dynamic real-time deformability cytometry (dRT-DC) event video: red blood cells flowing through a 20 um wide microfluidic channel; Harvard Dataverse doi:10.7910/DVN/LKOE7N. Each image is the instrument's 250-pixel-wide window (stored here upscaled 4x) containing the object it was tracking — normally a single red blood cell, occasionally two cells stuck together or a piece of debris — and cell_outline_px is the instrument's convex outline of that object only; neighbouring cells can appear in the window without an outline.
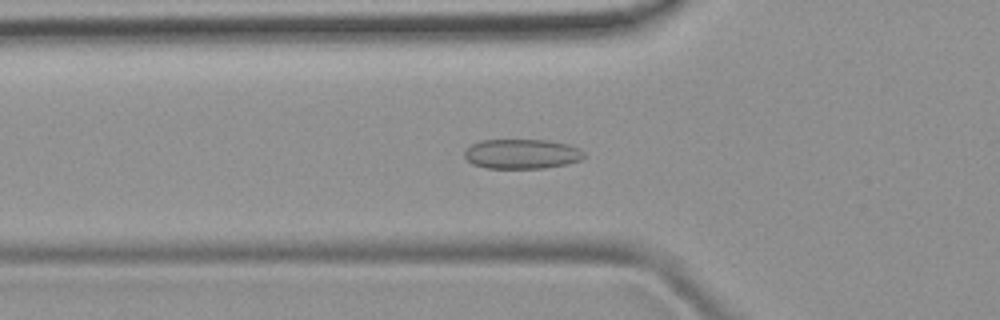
{"species": "common noctule bat (a hibernating species)", "species_latin": "Nyctalus noctula", "temperature_condition": "room temperature", "stored_images_in_passage": 50, "camera_frame_rate_fps": 3000, "um_per_image_px": 0.085, "animal": {"sex": "female", "body_mass_g": 19.9}, "frame": {"image": 1, "passage_image": 17, "time_ms": 5.333, "image_size_px": [1000, 320], "cell_outline_px": [[584, 156], [580, 160], [568, 164], [544, 168], [488, 168], [472, 164], [464, 156], [464, 152], [472, 144], [480, 140], [548, 140], [572, 144], [580, 148], [584, 152]], "centroid_in_image_um": [44.39, 13.08], "position_along_channel_um": 81.4, "area_um2": 20.87}}
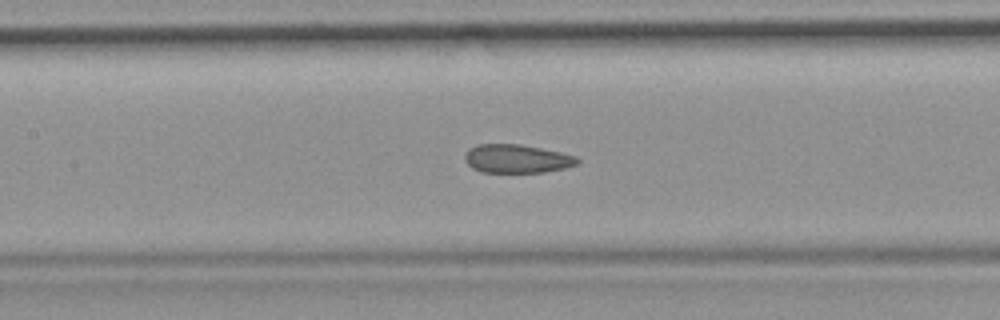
{"frame": {"image": 2, "passage_image": 23, "time_ms": 7.333, "image_size_px": [1000, 320], "cell_outline_px": [[580, 160], [576, 164], [564, 168], [544, 172], [480, 172], [472, 168], [464, 160], [464, 156], [468, 148], [476, 144], [520, 144], [560, 152], [576, 156]], "centroid_in_image_um": [43.88, 13.48], "position_along_channel_um": 163.5, "area_um2": 18.73}}
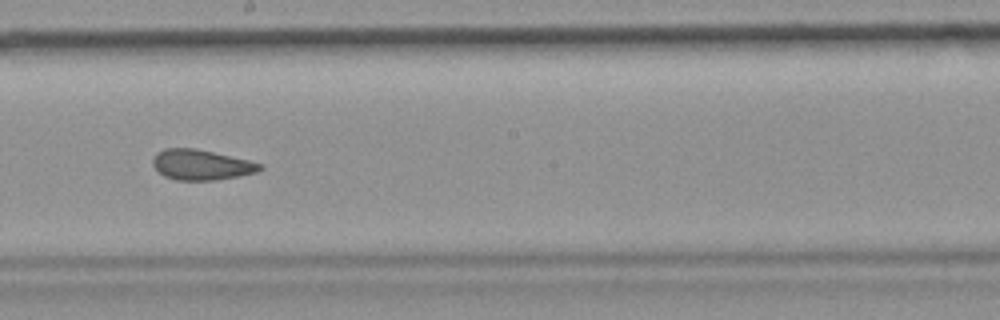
{"frame": {"image": 3, "passage_image": 28, "time_ms": 9.0, "image_size_px": [1000, 320], "cell_outline_px": [[264, 168], [256, 172], [216, 180], [176, 180], [164, 176], [152, 164], [152, 160], [156, 152], [164, 148], [196, 148], [248, 160], [264, 164]], "centroid_in_image_um": [17.09, 14.0], "position_along_channel_um": 231.1, "area_um2": 18.9}}